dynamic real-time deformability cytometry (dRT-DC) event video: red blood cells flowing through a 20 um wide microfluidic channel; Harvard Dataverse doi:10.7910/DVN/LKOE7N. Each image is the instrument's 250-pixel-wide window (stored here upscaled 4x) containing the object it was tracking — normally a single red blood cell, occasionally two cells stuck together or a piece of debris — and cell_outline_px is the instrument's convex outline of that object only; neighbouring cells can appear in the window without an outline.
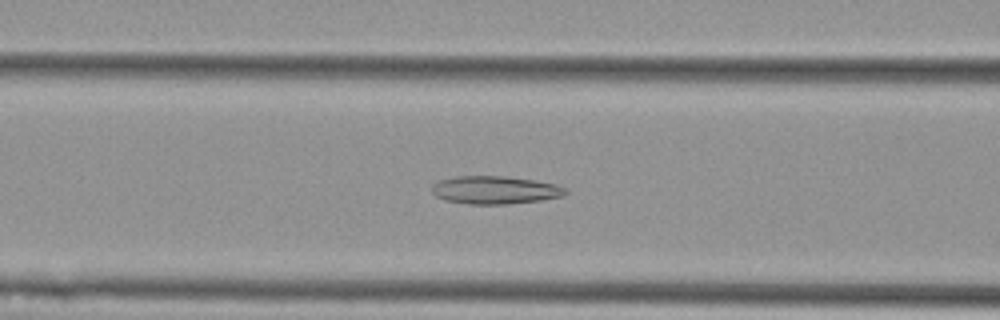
{"species": "Egyptian fruit bat (a non-hibernating species)", "species_latin": "Rousettus aegyptiacus", "temperature_condition": "cold", "stored_images_in_passage": 42, "camera_frame_rate_fps": 3000, "um_per_image_px": 0.085, "animal": {"sex": "female"}, "frame": {"image": 1, "passage_image": 9, "time_ms": 2.667, "image_size_px": [1000, 320], "cell_outline_px": [[568, 192], [560, 196], [540, 200], [508, 204], [468, 204], [444, 200], [436, 196], [432, 192], [432, 184], [440, 180], [456, 176], [504, 176], [532, 180], [556, 184], [568, 188]], "centroid_in_image_um": [42.06, 16.15], "position_along_channel_um": 124.5, "area_um2": 21.73}}
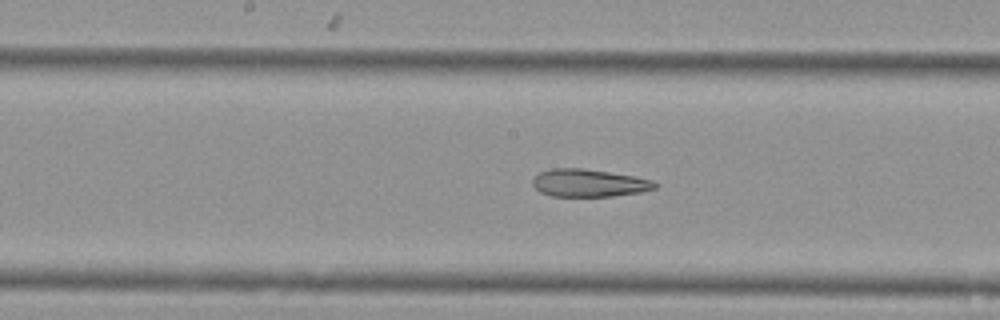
{"frame": {"image": 2, "passage_image": 15, "time_ms": 4.667, "image_size_px": [1000, 320], "cell_outline_px": [[660, 184], [656, 188], [640, 192], [612, 196], [552, 196], [540, 192], [532, 184], [532, 180], [540, 172], [552, 168], [584, 168], [636, 176], [652, 180]], "centroid_in_image_um": [50.09, 15.55], "position_along_channel_um": 198.1, "area_um2": 19.77}}
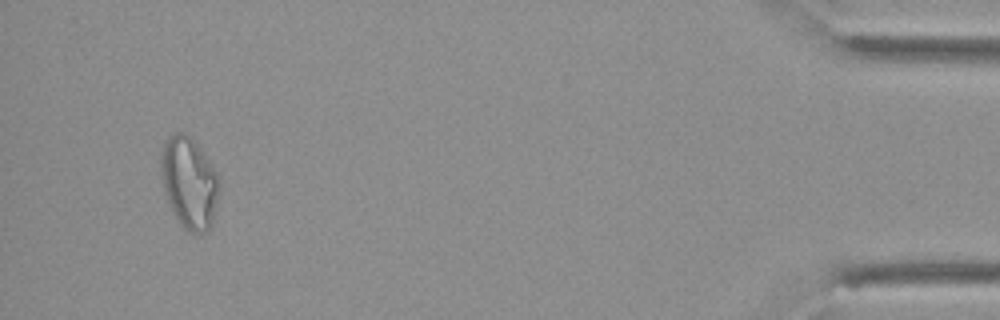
{"frame": {"image": 3, "passage_image": 39, "time_ms": 12.667, "image_size_px": [1000, 320], "cell_outline_px": [[220, 184], [212, 224], [208, 232], [200, 236], [188, 232], [180, 224], [168, 200], [164, 188], [160, 168], [160, 156], [164, 144], [176, 132], [184, 132], [200, 148], [220, 176]], "centroid_in_image_um": [16.11, 15.58], "position_along_channel_um": 419.1, "area_um2": 30.98}, "authors_computed_cell_mechanics": {"area_um2": 22.4842, "velocity_mm_per_s": 3.6955, "shape_relaxation_time_tau1_ms": null, "shape_relaxation_time_tau2_ms": 4.4695, "deformation_change_tau1": null, "deformation_change_tau2": 0.123}}